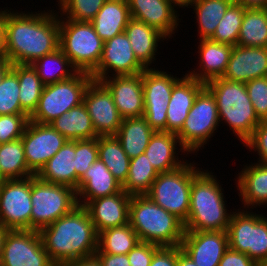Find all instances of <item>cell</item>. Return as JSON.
I'll list each match as a JSON object with an SVG mask.
<instances>
[{
  "label": "cell",
  "instance_id": "cell-1",
  "mask_svg": "<svg viewBox=\"0 0 267 266\" xmlns=\"http://www.w3.org/2000/svg\"><path fill=\"white\" fill-rule=\"evenodd\" d=\"M54 12L5 10L6 58L11 64H32L59 48V11Z\"/></svg>",
  "mask_w": 267,
  "mask_h": 266
},
{
  "label": "cell",
  "instance_id": "cell-2",
  "mask_svg": "<svg viewBox=\"0 0 267 266\" xmlns=\"http://www.w3.org/2000/svg\"><path fill=\"white\" fill-rule=\"evenodd\" d=\"M39 233L50 260L56 266L93 257L98 249L97 231L88 211L81 205Z\"/></svg>",
  "mask_w": 267,
  "mask_h": 266
},
{
  "label": "cell",
  "instance_id": "cell-3",
  "mask_svg": "<svg viewBox=\"0 0 267 266\" xmlns=\"http://www.w3.org/2000/svg\"><path fill=\"white\" fill-rule=\"evenodd\" d=\"M208 170H201L192 180L190 205L185 231H227L232 212L220 182Z\"/></svg>",
  "mask_w": 267,
  "mask_h": 266
},
{
  "label": "cell",
  "instance_id": "cell-4",
  "mask_svg": "<svg viewBox=\"0 0 267 266\" xmlns=\"http://www.w3.org/2000/svg\"><path fill=\"white\" fill-rule=\"evenodd\" d=\"M129 225L141 242L159 246H180L184 223L154 203L147 195H131Z\"/></svg>",
  "mask_w": 267,
  "mask_h": 266
},
{
  "label": "cell",
  "instance_id": "cell-5",
  "mask_svg": "<svg viewBox=\"0 0 267 266\" xmlns=\"http://www.w3.org/2000/svg\"><path fill=\"white\" fill-rule=\"evenodd\" d=\"M205 87L216 100L220 123L224 120L237 139L244 143L261 122L248 96L245 83L219 77L208 81Z\"/></svg>",
  "mask_w": 267,
  "mask_h": 266
},
{
  "label": "cell",
  "instance_id": "cell-6",
  "mask_svg": "<svg viewBox=\"0 0 267 266\" xmlns=\"http://www.w3.org/2000/svg\"><path fill=\"white\" fill-rule=\"evenodd\" d=\"M103 46L91 22L73 21L60 14L59 48L78 71L91 73L99 64Z\"/></svg>",
  "mask_w": 267,
  "mask_h": 266
},
{
  "label": "cell",
  "instance_id": "cell-7",
  "mask_svg": "<svg viewBox=\"0 0 267 266\" xmlns=\"http://www.w3.org/2000/svg\"><path fill=\"white\" fill-rule=\"evenodd\" d=\"M195 165L186 162L175 170L159 173L145 194L183 223L188 218L192 180L202 170Z\"/></svg>",
  "mask_w": 267,
  "mask_h": 266
},
{
  "label": "cell",
  "instance_id": "cell-8",
  "mask_svg": "<svg viewBox=\"0 0 267 266\" xmlns=\"http://www.w3.org/2000/svg\"><path fill=\"white\" fill-rule=\"evenodd\" d=\"M31 230L40 231L78 206L70 186L48 183L31 176Z\"/></svg>",
  "mask_w": 267,
  "mask_h": 266
},
{
  "label": "cell",
  "instance_id": "cell-9",
  "mask_svg": "<svg viewBox=\"0 0 267 266\" xmlns=\"http://www.w3.org/2000/svg\"><path fill=\"white\" fill-rule=\"evenodd\" d=\"M92 80L90 73L78 71L69 79L45 85L29 120L50 124L64 112L80 105L83 103L85 90Z\"/></svg>",
  "mask_w": 267,
  "mask_h": 266
},
{
  "label": "cell",
  "instance_id": "cell-10",
  "mask_svg": "<svg viewBox=\"0 0 267 266\" xmlns=\"http://www.w3.org/2000/svg\"><path fill=\"white\" fill-rule=\"evenodd\" d=\"M240 210L233 211L226 231L229 247L264 266L267 263V217L252 210Z\"/></svg>",
  "mask_w": 267,
  "mask_h": 266
},
{
  "label": "cell",
  "instance_id": "cell-11",
  "mask_svg": "<svg viewBox=\"0 0 267 266\" xmlns=\"http://www.w3.org/2000/svg\"><path fill=\"white\" fill-rule=\"evenodd\" d=\"M219 124L216 100L204 87L196 96L181 130L176 135L189 154L197 153L217 132L215 130L219 128Z\"/></svg>",
  "mask_w": 267,
  "mask_h": 266
},
{
  "label": "cell",
  "instance_id": "cell-12",
  "mask_svg": "<svg viewBox=\"0 0 267 266\" xmlns=\"http://www.w3.org/2000/svg\"><path fill=\"white\" fill-rule=\"evenodd\" d=\"M169 72L146 68L142 72L144 115L149 126L166 132L167 109L174 84L180 79Z\"/></svg>",
  "mask_w": 267,
  "mask_h": 266
},
{
  "label": "cell",
  "instance_id": "cell-13",
  "mask_svg": "<svg viewBox=\"0 0 267 266\" xmlns=\"http://www.w3.org/2000/svg\"><path fill=\"white\" fill-rule=\"evenodd\" d=\"M31 177L6 179L0 185V225L31 230Z\"/></svg>",
  "mask_w": 267,
  "mask_h": 266
},
{
  "label": "cell",
  "instance_id": "cell-14",
  "mask_svg": "<svg viewBox=\"0 0 267 266\" xmlns=\"http://www.w3.org/2000/svg\"><path fill=\"white\" fill-rule=\"evenodd\" d=\"M0 261L3 266H56L35 230H8Z\"/></svg>",
  "mask_w": 267,
  "mask_h": 266
},
{
  "label": "cell",
  "instance_id": "cell-15",
  "mask_svg": "<svg viewBox=\"0 0 267 266\" xmlns=\"http://www.w3.org/2000/svg\"><path fill=\"white\" fill-rule=\"evenodd\" d=\"M21 139L28 169L35 176L67 141L50 124L30 120Z\"/></svg>",
  "mask_w": 267,
  "mask_h": 266
},
{
  "label": "cell",
  "instance_id": "cell-16",
  "mask_svg": "<svg viewBox=\"0 0 267 266\" xmlns=\"http://www.w3.org/2000/svg\"><path fill=\"white\" fill-rule=\"evenodd\" d=\"M145 69L135 57L128 36L122 32L104 42L99 64L90 74L100 82L110 75H137Z\"/></svg>",
  "mask_w": 267,
  "mask_h": 266
},
{
  "label": "cell",
  "instance_id": "cell-17",
  "mask_svg": "<svg viewBox=\"0 0 267 266\" xmlns=\"http://www.w3.org/2000/svg\"><path fill=\"white\" fill-rule=\"evenodd\" d=\"M83 103L87 107L97 136L116 135L123 118L111 93L101 82H90L85 90Z\"/></svg>",
  "mask_w": 267,
  "mask_h": 266
},
{
  "label": "cell",
  "instance_id": "cell-18",
  "mask_svg": "<svg viewBox=\"0 0 267 266\" xmlns=\"http://www.w3.org/2000/svg\"><path fill=\"white\" fill-rule=\"evenodd\" d=\"M198 266H219L229 248L226 231H185L180 245Z\"/></svg>",
  "mask_w": 267,
  "mask_h": 266
},
{
  "label": "cell",
  "instance_id": "cell-19",
  "mask_svg": "<svg viewBox=\"0 0 267 266\" xmlns=\"http://www.w3.org/2000/svg\"><path fill=\"white\" fill-rule=\"evenodd\" d=\"M111 93L120 116L124 118L144 115L142 73L113 75L100 81Z\"/></svg>",
  "mask_w": 267,
  "mask_h": 266
},
{
  "label": "cell",
  "instance_id": "cell-20",
  "mask_svg": "<svg viewBox=\"0 0 267 266\" xmlns=\"http://www.w3.org/2000/svg\"><path fill=\"white\" fill-rule=\"evenodd\" d=\"M131 195L124 190L89 201L84 207L89 213L97 234L129 223Z\"/></svg>",
  "mask_w": 267,
  "mask_h": 266
},
{
  "label": "cell",
  "instance_id": "cell-21",
  "mask_svg": "<svg viewBox=\"0 0 267 266\" xmlns=\"http://www.w3.org/2000/svg\"><path fill=\"white\" fill-rule=\"evenodd\" d=\"M131 17L144 21L167 40L178 31L179 13L170 0H127Z\"/></svg>",
  "mask_w": 267,
  "mask_h": 266
},
{
  "label": "cell",
  "instance_id": "cell-22",
  "mask_svg": "<svg viewBox=\"0 0 267 266\" xmlns=\"http://www.w3.org/2000/svg\"><path fill=\"white\" fill-rule=\"evenodd\" d=\"M264 76H267V47L235 45L223 78L246 83Z\"/></svg>",
  "mask_w": 267,
  "mask_h": 266
},
{
  "label": "cell",
  "instance_id": "cell-23",
  "mask_svg": "<svg viewBox=\"0 0 267 266\" xmlns=\"http://www.w3.org/2000/svg\"><path fill=\"white\" fill-rule=\"evenodd\" d=\"M205 83L185 73L173 86L167 109L166 132L177 134Z\"/></svg>",
  "mask_w": 267,
  "mask_h": 266
},
{
  "label": "cell",
  "instance_id": "cell-24",
  "mask_svg": "<svg viewBox=\"0 0 267 266\" xmlns=\"http://www.w3.org/2000/svg\"><path fill=\"white\" fill-rule=\"evenodd\" d=\"M122 190V184L98 158L78 181L76 191L78 205L85 206L91 200L113 195Z\"/></svg>",
  "mask_w": 267,
  "mask_h": 266
},
{
  "label": "cell",
  "instance_id": "cell-25",
  "mask_svg": "<svg viewBox=\"0 0 267 266\" xmlns=\"http://www.w3.org/2000/svg\"><path fill=\"white\" fill-rule=\"evenodd\" d=\"M197 48L200 56L197 67L199 69H192L187 75L205 84L212 79L223 77L233 46L210 39H201Z\"/></svg>",
  "mask_w": 267,
  "mask_h": 266
},
{
  "label": "cell",
  "instance_id": "cell-26",
  "mask_svg": "<svg viewBox=\"0 0 267 266\" xmlns=\"http://www.w3.org/2000/svg\"><path fill=\"white\" fill-rule=\"evenodd\" d=\"M178 143V145H177ZM189 154L181 145L179 138L172 132L156 131L151 136L144 153L158 173L169 172L184 165L187 161L179 160L178 147Z\"/></svg>",
  "mask_w": 267,
  "mask_h": 266
},
{
  "label": "cell",
  "instance_id": "cell-27",
  "mask_svg": "<svg viewBox=\"0 0 267 266\" xmlns=\"http://www.w3.org/2000/svg\"><path fill=\"white\" fill-rule=\"evenodd\" d=\"M235 181L244 209L267 205V164L256 162L245 165Z\"/></svg>",
  "mask_w": 267,
  "mask_h": 266
},
{
  "label": "cell",
  "instance_id": "cell-28",
  "mask_svg": "<svg viewBox=\"0 0 267 266\" xmlns=\"http://www.w3.org/2000/svg\"><path fill=\"white\" fill-rule=\"evenodd\" d=\"M125 33L129 38L131 48L137 60L145 68H150L149 66L156 61L155 56L158 50V43L164 42L167 38L157 29L133 17H131L127 24Z\"/></svg>",
  "mask_w": 267,
  "mask_h": 266
},
{
  "label": "cell",
  "instance_id": "cell-29",
  "mask_svg": "<svg viewBox=\"0 0 267 266\" xmlns=\"http://www.w3.org/2000/svg\"><path fill=\"white\" fill-rule=\"evenodd\" d=\"M130 19L127 0H106L91 23L95 32L105 42L125 32Z\"/></svg>",
  "mask_w": 267,
  "mask_h": 266
},
{
  "label": "cell",
  "instance_id": "cell-30",
  "mask_svg": "<svg viewBox=\"0 0 267 266\" xmlns=\"http://www.w3.org/2000/svg\"><path fill=\"white\" fill-rule=\"evenodd\" d=\"M75 141L67 140L36 175L40 180L76 190Z\"/></svg>",
  "mask_w": 267,
  "mask_h": 266
},
{
  "label": "cell",
  "instance_id": "cell-31",
  "mask_svg": "<svg viewBox=\"0 0 267 266\" xmlns=\"http://www.w3.org/2000/svg\"><path fill=\"white\" fill-rule=\"evenodd\" d=\"M50 125L69 141L98 137L84 103L64 112Z\"/></svg>",
  "mask_w": 267,
  "mask_h": 266
},
{
  "label": "cell",
  "instance_id": "cell-32",
  "mask_svg": "<svg viewBox=\"0 0 267 266\" xmlns=\"http://www.w3.org/2000/svg\"><path fill=\"white\" fill-rule=\"evenodd\" d=\"M154 132L143 116L124 118L116 137L127 156L133 159L144 153Z\"/></svg>",
  "mask_w": 267,
  "mask_h": 266
},
{
  "label": "cell",
  "instance_id": "cell-33",
  "mask_svg": "<svg viewBox=\"0 0 267 266\" xmlns=\"http://www.w3.org/2000/svg\"><path fill=\"white\" fill-rule=\"evenodd\" d=\"M98 157L123 185L128 175L131 159L123 150L116 135L98 136Z\"/></svg>",
  "mask_w": 267,
  "mask_h": 266
},
{
  "label": "cell",
  "instance_id": "cell-34",
  "mask_svg": "<svg viewBox=\"0 0 267 266\" xmlns=\"http://www.w3.org/2000/svg\"><path fill=\"white\" fill-rule=\"evenodd\" d=\"M234 2L235 0H196L191 5L198 23V39H210L213 36L219 21Z\"/></svg>",
  "mask_w": 267,
  "mask_h": 266
},
{
  "label": "cell",
  "instance_id": "cell-35",
  "mask_svg": "<svg viewBox=\"0 0 267 266\" xmlns=\"http://www.w3.org/2000/svg\"><path fill=\"white\" fill-rule=\"evenodd\" d=\"M31 65L44 85L69 79L78 72L60 48L38 58Z\"/></svg>",
  "mask_w": 267,
  "mask_h": 266
},
{
  "label": "cell",
  "instance_id": "cell-36",
  "mask_svg": "<svg viewBox=\"0 0 267 266\" xmlns=\"http://www.w3.org/2000/svg\"><path fill=\"white\" fill-rule=\"evenodd\" d=\"M11 69L18 76L20 106L30 116L37 107L45 85L31 64H12Z\"/></svg>",
  "mask_w": 267,
  "mask_h": 266
},
{
  "label": "cell",
  "instance_id": "cell-37",
  "mask_svg": "<svg viewBox=\"0 0 267 266\" xmlns=\"http://www.w3.org/2000/svg\"><path fill=\"white\" fill-rule=\"evenodd\" d=\"M237 45L267 47V8L245 9Z\"/></svg>",
  "mask_w": 267,
  "mask_h": 266
},
{
  "label": "cell",
  "instance_id": "cell-38",
  "mask_svg": "<svg viewBox=\"0 0 267 266\" xmlns=\"http://www.w3.org/2000/svg\"><path fill=\"white\" fill-rule=\"evenodd\" d=\"M139 242L137 233L128 223L100 232L95 253L128 254Z\"/></svg>",
  "mask_w": 267,
  "mask_h": 266
},
{
  "label": "cell",
  "instance_id": "cell-39",
  "mask_svg": "<svg viewBox=\"0 0 267 266\" xmlns=\"http://www.w3.org/2000/svg\"><path fill=\"white\" fill-rule=\"evenodd\" d=\"M158 174L145 153H142L130 160L128 175L122 189L130 195H144Z\"/></svg>",
  "mask_w": 267,
  "mask_h": 266
},
{
  "label": "cell",
  "instance_id": "cell-40",
  "mask_svg": "<svg viewBox=\"0 0 267 266\" xmlns=\"http://www.w3.org/2000/svg\"><path fill=\"white\" fill-rule=\"evenodd\" d=\"M0 170L6 179L34 176L28 169L21 138L0 144Z\"/></svg>",
  "mask_w": 267,
  "mask_h": 266
},
{
  "label": "cell",
  "instance_id": "cell-41",
  "mask_svg": "<svg viewBox=\"0 0 267 266\" xmlns=\"http://www.w3.org/2000/svg\"><path fill=\"white\" fill-rule=\"evenodd\" d=\"M245 8L234 2L219 21L210 40L231 46L237 45Z\"/></svg>",
  "mask_w": 267,
  "mask_h": 266
},
{
  "label": "cell",
  "instance_id": "cell-42",
  "mask_svg": "<svg viewBox=\"0 0 267 266\" xmlns=\"http://www.w3.org/2000/svg\"><path fill=\"white\" fill-rule=\"evenodd\" d=\"M19 91L18 76L10 68L0 84V115L27 114L20 106Z\"/></svg>",
  "mask_w": 267,
  "mask_h": 266
},
{
  "label": "cell",
  "instance_id": "cell-43",
  "mask_svg": "<svg viewBox=\"0 0 267 266\" xmlns=\"http://www.w3.org/2000/svg\"><path fill=\"white\" fill-rule=\"evenodd\" d=\"M106 0H58L62 16L78 22H91Z\"/></svg>",
  "mask_w": 267,
  "mask_h": 266
},
{
  "label": "cell",
  "instance_id": "cell-44",
  "mask_svg": "<svg viewBox=\"0 0 267 266\" xmlns=\"http://www.w3.org/2000/svg\"><path fill=\"white\" fill-rule=\"evenodd\" d=\"M98 158V137L75 140L76 191L79 179Z\"/></svg>",
  "mask_w": 267,
  "mask_h": 266
},
{
  "label": "cell",
  "instance_id": "cell-45",
  "mask_svg": "<svg viewBox=\"0 0 267 266\" xmlns=\"http://www.w3.org/2000/svg\"><path fill=\"white\" fill-rule=\"evenodd\" d=\"M28 122V114L0 115V144L20 139Z\"/></svg>",
  "mask_w": 267,
  "mask_h": 266
},
{
  "label": "cell",
  "instance_id": "cell-46",
  "mask_svg": "<svg viewBox=\"0 0 267 266\" xmlns=\"http://www.w3.org/2000/svg\"><path fill=\"white\" fill-rule=\"evenodd\" d=\"M245 86L256 115L261 121H267V76L250 80Z\"/></svg>",
  "mask_w": 267,
  "mask_h": 266
},
{
  "label": "cell",
  "instance_id": "cell-47",
  "mask_svg": "<svg viewBox=\"0 0 267 266\" xmlns=\"http://www.w3.org/2000/svg\"><path fill=\"white\" fill-rule=\"evenodd\" d=\"M243 144L250 149V152L252 149L257 152L259 155L257 162L267 164V121H261Z\"/></svg>",
  "mask_w": 267,
  "mask_h": 266
},
{
  "label": "cell",
  "instance_id": "cell-48",
  "mask_svg": "<svg viewBox=\"0 0 267 266\" xmlns=\"http://www.w3.org/2000/svg\"><path fill=\"white\" fill-rule=\"evenodd\" d=\"M161 246L147 243L139 242L128 254L129 264L131 266H150L154 253Z\"/></svg>",
  "mask_w": 267,
  "mask_h": 266
},
{
  "label": "cell",
  "instance_id": "cell-49",
  "mask_svg": "<svg viewBox=\"0 0 267 266\" xmlns=\"http://www.w3.org/2000/svg\"><path fill=\"white\" fill-rule=\"evenodd\" d=\"M219 266H260L255 260L250 259L245 253L238 252L230 247L224 253Z\"/></svg>",
  "mask_w": 267,
  "mask_h": 266
},
{
  "label": "cell",
  "instance_id": "cell-50",
  "mask_svg": "<svg viewBox=\"0 0 267 266\" xmlns=\"http://www.w3.org/2000/svg\"><path fill=\"white\" fill-rule=\"evenodd\" d=\"M177 246H161L152 258L150 266H176Z\"/></svg>",
  "mask_w": 267,
  "mask_h": 266
},
{
  "label": "cell",
  "instance_id": "cell-51",
  "mask_svg": "<svg viewBox=\"0 0 267 266\" xmlns=\"http://www.w3.org/2000/svg\"><path fill=\"white\" fill-rule=\"evenodd\" d=\"M102 266H131L127 254L95 253Z\"/></svg>",
  "mask_w": 267,
  "mask_h": 266
},
{
  "label": "cell",
  "instance_id": "cell-52",
  "mask_svg": "<svg viewBox=\"0 0 267 266\" xmlns=\"http://www.w3.org/2000/svg\"><path fill=\"white\" fill-rule=\"evenodd\" d=\"M6 58L5 9L0 10V59Z\"/></svg>",
  "mask_w": 267,
  "mask_h": 266
},
{
  "label": "cell",
  "instance_id": "cell-53",
  "mask_svg": "<svg viewBox=\"0 0 267 266\" xmlns=\"http://www.w3.org/2000/svg\"><path fill=\"white\" fill-rule=\"evenodd\" d=\"M58 266H102L99 260L93 256L90 258L78 259L69 261Z\"/></svg>",
  "mask_w": 267,
  "mask_h": 266
},
{
  "label": "cell",
  "instance_id": "cell-54",
  "mask_svg": "<svg viewBox=\"0 0 267 266\" xmlns=\"http://www.w3.org/2000/svg\"><path fill=\"white\" fill-rule=\"evenodd\" d=\"M235 2L242 5L245 9L267 8V0H235Z\"/></svg>",
  "mask_w": 267,
  "mask_h": 266
},
{
  "label": "cell",
  "instance_id": "cell-55",
  "mask_svg": "<svg viewBox=\"0 0 267 266\" xmlns=\"http://www.w3.org/2000/svg\"><path fill=\"white\" fill-rule=\"evenodd\" d=\"M176 266H198L194 261L177 246V263Z\"/></svg>",
  "mask_w": 267,
  "mask_h": 266
},
{
  "label": "cell",
  "instance_id": "cell-56",
  "mask_svg": "<svg viewBox=\"0 0 267 266\" xmlns=\"http://www.w3.org/2000/svg\"><path fill=\"white\" fill-rule=\"evenodd\" d=\"M11 63L7 58L0 59V84L2 82V79L5 75V73L11 68Z\"/></svg>",
  "mask_w": 267,
  "mask_h": 266
},
{
  "label": "cell",
  "instance_id": "cell-57",
  "mask_svg": "<svg viewBox=\"0 0 267 266\" xmlns=\"http://www.w3.org/2000/svg\"><path fill=\"white\" fill-rule=\"evenodd\" d=\"M173 5L178 9L180 8H191V5L196 1V0H170ZM178 6V7H177ZM189 6V7H188Z\"/></svg>",
  "mask_w": 267,
  "mask_h": 266
},
{
  "label": "cell",
  "instance_id": "cell-58",
  "mask_svg": "<svg viewBox=\"0 0 267 266\" xmlns=\"http://www.w3.org/2000/svg\"><path fill=\"white\" fill-rule=\"evenodd\" d=\"M8 229L0 225V259L2 256L3 246Z\"/></svg>",
  "mask_w": 267,
  "mask_h": 266
},
{
  "label": "cell",
  "instance_id": "cell-59",
  "mask_svg": "<svg viewBox=\"0 0 267 266\" xmlns=\"http://www.w3.org/2000/svg\"><path fill=\"white\" fill-rule=\"evenodd\" d=\"M6 180V178L2 175V172L0 170V185Z\"/></svg>",
  "mask_w": 267,
  "mask_h": 266
}]
</instances>
